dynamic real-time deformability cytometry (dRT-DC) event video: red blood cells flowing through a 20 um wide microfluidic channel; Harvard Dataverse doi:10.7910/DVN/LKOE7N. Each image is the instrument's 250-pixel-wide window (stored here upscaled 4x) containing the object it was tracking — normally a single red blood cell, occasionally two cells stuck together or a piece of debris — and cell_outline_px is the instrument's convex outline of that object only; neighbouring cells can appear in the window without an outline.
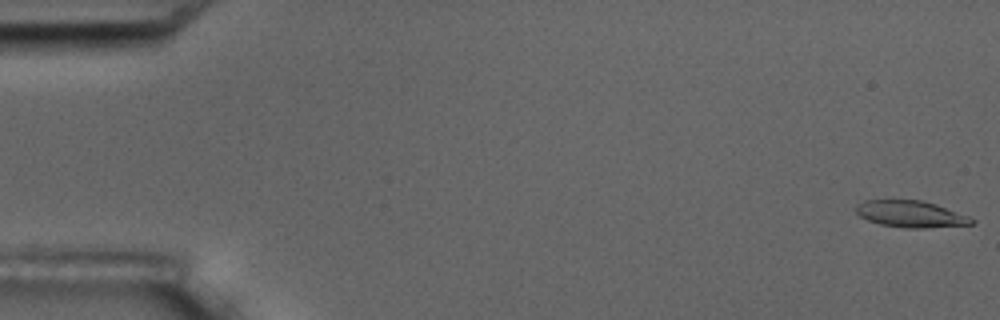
{"species": "common noctule bat (a hibernating species)", "species_latin": "Nyctalus noctula", "temperature_condition": "room temperature", "stored_images_in_passage": 6, "camera_frame_rate_fps": 3000, "um_per_image_px": 0.085, "animal": {"sex": "male", "body_mass_g": 17.5, "forearm_length_mm": 52.3}, "frame": {"image": 1, "passage_image": 1, "time_ms": 0.0, "image_size_px": [1000, 320], "cell_outline_px": [[976, 220], [972, 224], [924, 228], [908, 228], [880, 224], [868, 220], [860, 216], [856, 212], [856, 204], [864, 200], [920, 200], [936, 204], [968, 216]], "centroid_in_image_um": [77.4, 18.19], "position_along_channel_um": 7.6, "area_um2": 17.8}}